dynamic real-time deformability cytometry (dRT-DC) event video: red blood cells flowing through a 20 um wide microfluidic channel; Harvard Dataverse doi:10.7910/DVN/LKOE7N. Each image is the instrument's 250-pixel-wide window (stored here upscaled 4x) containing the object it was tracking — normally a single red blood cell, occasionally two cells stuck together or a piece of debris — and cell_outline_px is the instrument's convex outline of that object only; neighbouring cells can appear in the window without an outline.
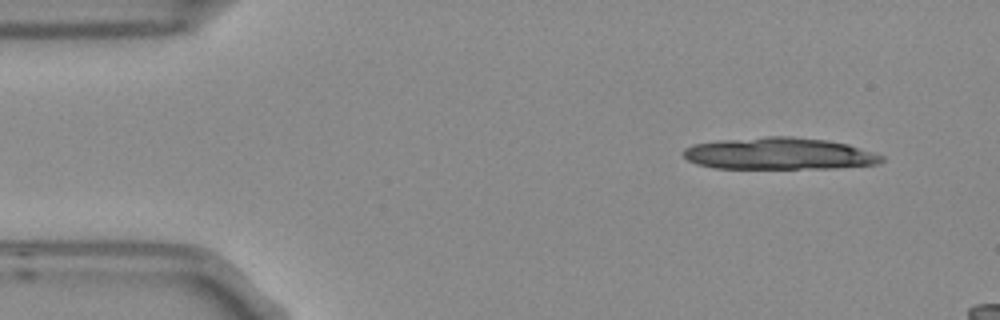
{"species": "Egyptian fruit bat (a non-hibernating species)", "species_latin": "Rousettus aegyptiacus", "temperature_condition": "room temperature", "stored_images_in_passage": 3, "camera_frame_rate_fps": 3000, "um_per_image_px": 0.085, "frame": {"image": 1, "passage_image": 1, "time_ms": 0.0, "image_size_px": [1000, 320], "cell_outline_px": [[884, 160], [876, 164], [832, 168], [716, 168], [696, 164], [688, 160], [684, 156], [684, 148], [692, 144], [716, 140], [764, 136], [792, 136], [828, 140], [848, 144], [884, 156]], "centroid_in_image_um": [66.19, 13.04], "position_along_channel_um": 18.8, "area_um2": 36.99}}